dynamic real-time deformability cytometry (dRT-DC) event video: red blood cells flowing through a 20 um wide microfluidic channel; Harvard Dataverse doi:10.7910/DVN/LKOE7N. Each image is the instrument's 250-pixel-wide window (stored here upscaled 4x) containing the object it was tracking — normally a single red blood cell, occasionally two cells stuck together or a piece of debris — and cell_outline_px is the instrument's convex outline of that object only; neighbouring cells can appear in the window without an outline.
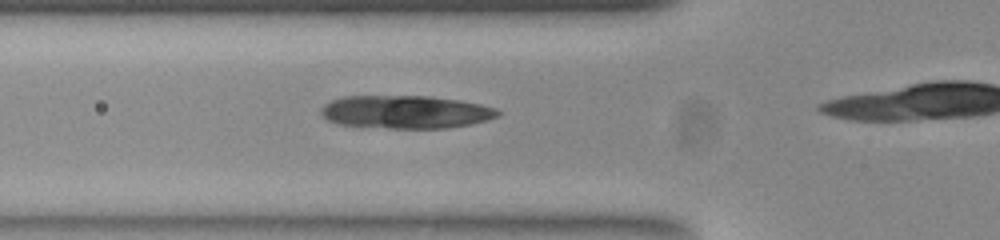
{"species": "common noctule bat (a hibernating species)", "species_latin": "Nyctalus noctula", "temperature_condition": "room temperature", "stored_images_in_passage": 33, "camera_frame_rate_fps": 3000, "um_per_image_px": 0.085, "animal": {"sex": "female", "body_mass_g": 23.0, "forearm_length_mm": 53.4}, "frame": {"image": 1, "passage_image": 9, "time_ms": 2.667, "image_size_px": [1000, 240], "cell_outline_px": [[500, 116], [468, 124], [444, 128], [392, 128], [340, 124], [328, 120], [320, 112], [320, 108], [324, 104], [332, 100], [344, 96], [432, 96], [460, 100], [480, 104], [496, 108], [500, 112]], "centroid_in_image_um": [34.48, 9.5], "position_along_channel_um": 91.3, "area_um2": 33.81}}
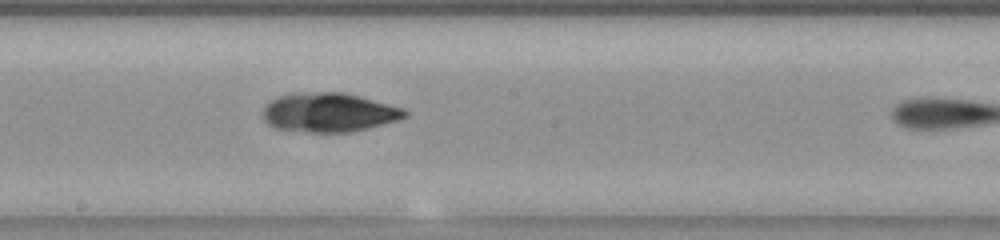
{"frame": {"image": 2, "passage_image": 19, "time_ms": 6.0, "image_size_px": [1000, 240], "cell_outline_px": [[408, 116], [396, 120], [348, 132], [312, 132], [276, 128], [268, 124], [264, 120], [264, 104], [276, 96], [288, 92], [344, 92], [404, 108], [408, 112]], "centroid_in_image_um": [27.9, 9.52], "position_along_channel_um": 220.3, "area_um2": 32.31}}
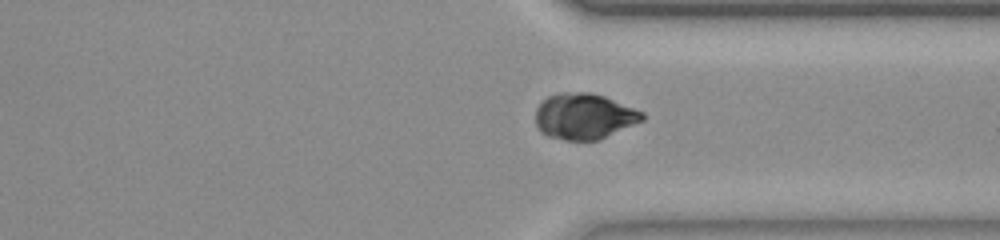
{"frame": {"image": 3, "passage_image": 30, "time_ms": 9.667, "image_size_px": [1000, 240], "cell_outline_px": [[644, 120], [600, 140], [564, 140], [548, 136], [540, 132], [536, 124], [536, 108], [548, 96], [560, 92], [592, 92], [604, 96], [644, 112]], "centroid_in_image_um": [49.65, 9.89], "position_along_channel_um": 361.7, "area_um2": 28.67}}